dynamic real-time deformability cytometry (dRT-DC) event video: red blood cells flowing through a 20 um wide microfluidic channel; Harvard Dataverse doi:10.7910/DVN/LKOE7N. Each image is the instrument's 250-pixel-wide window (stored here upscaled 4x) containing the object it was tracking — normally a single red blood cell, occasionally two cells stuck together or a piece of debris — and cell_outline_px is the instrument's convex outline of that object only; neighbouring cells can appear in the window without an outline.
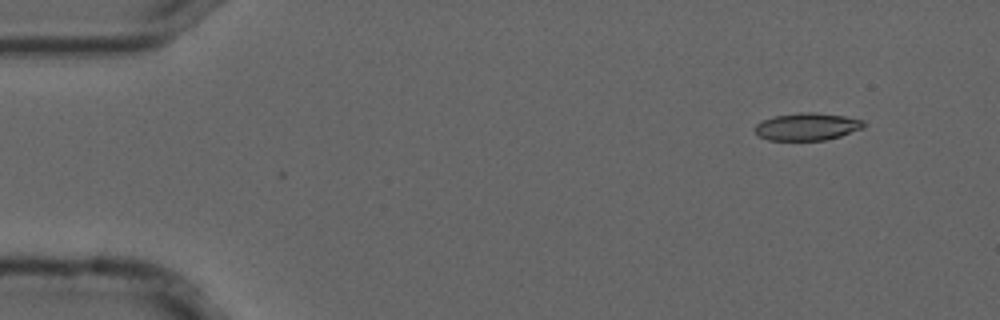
{"species": "common noctule bat (a hibernating species)", "species_latin": "Nyctalus noctula", "temperature_condition": "cold", "stored_images_in_passage": 51, "camera_frame_rate_fps": 3000, "um_per_image_px": 0.085, "animal": {"sex": "male", "forearm_length_mm": 52.5}, "frame": {"image": 1, "passage_image": 1, "time_ms": 0.0, "image_size_px": [1000, 320], "cell_outline_px": [[864, 128], [840, 136], [824, 140], [768, 140], [760, 136], [756, 132], [756, 124], [764, 120], [776, 116], [800, 112], [812, 112], [844, 116], [864, 120]], "centroid_in_image_um": [68.64, 10.76], "position_along_channel_um": 16.4, "area_um2": 17.17}}
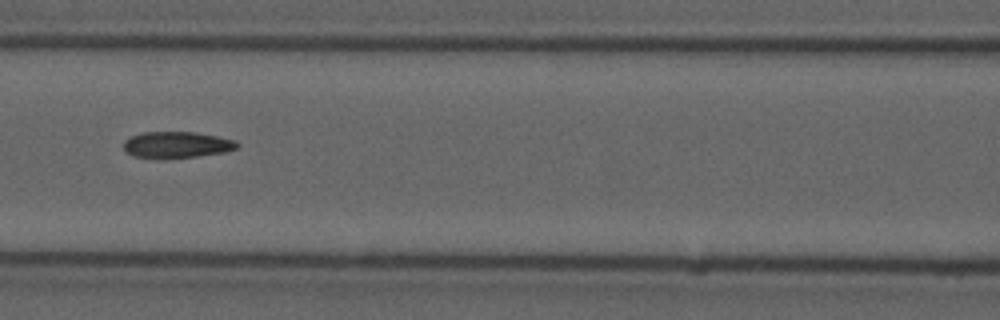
{"frame": {"image": 2, "passage_image": 20, "time_ms": 6.333, "image_size_px": [1000, 320], "cell_outline_px": [[240, 144], [236, 148], [224, 152], [196, 156], [132, 156], [124, 152], [124, 140], [140, 132], [196, 132], [236, 140]], "centroid_in_image_um": [15.03, 12.26], "position_along_channel_um": 151.6, "area_um2": 16.88}}
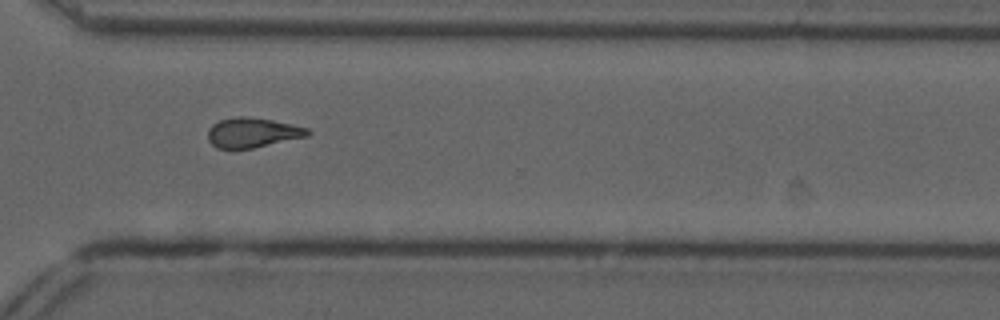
{"frame": {"image": 3, "passage_image": 36, "time_ms": 11.667, "image_size_px": [1000, 320], "cell_outline_px": [[312, 132], [308, 136], [252, 148], [216, 148], [208, 140], [208, 128], [212, 124], [220, 120], [236, 116], [248, 116], [272, 120], [292, 124], [308, 128]], "centroid_in_image_um": [21.46, 11.26], "position_along_channel_um": 349.1, "area_um2": 17.34}, "authors_computed_cell_mechanics": {"area_um2": 17.5134, "velocity_mm_per_s": 3.7133, "shape_relaxation_time_tau1_ms": null, "shape_relaxation_time_tau2_ms": 5.3932, "deformation_change_tau1": null, "deformation_change_tau2": 0.1517}}